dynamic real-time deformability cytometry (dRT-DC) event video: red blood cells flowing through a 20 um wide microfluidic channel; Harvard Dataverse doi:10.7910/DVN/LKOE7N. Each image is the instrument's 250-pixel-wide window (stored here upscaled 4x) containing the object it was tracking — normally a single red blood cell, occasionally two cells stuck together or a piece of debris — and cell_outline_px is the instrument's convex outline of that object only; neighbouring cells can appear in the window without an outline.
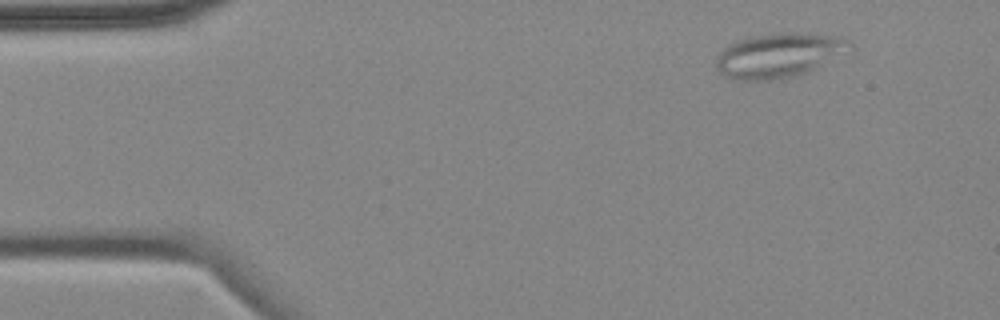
{"species": "common noctule bat (a hibernating species)", "species_latin": "Nyctalus noctula", "temperature_condition": "cold", "stored_images_in_passage": 8, "camera_frame_rate_fps": 3000, "um_per_image_px": 0.085, "animal": {"sex": "female", "body_mass_g": 18.4}, "frame": {"image": 1, "passage_image": 1, "time_ms": 0.0, "image_size_px": [1000, 320], "cell_outline_px": [[852, 52], [804, 72], [792, 76], [768, 80], [736, 80], [720, 72], [716, 68], [716, 56], [728, 44], [736, 40], [752, 36], [780, 32], [796, 32], [840, 36], [852, 40]], "centroid_in_image_um": [66.26, 4.66], "position_along_channel_um": 18.7, "area_um2": 34.91}}